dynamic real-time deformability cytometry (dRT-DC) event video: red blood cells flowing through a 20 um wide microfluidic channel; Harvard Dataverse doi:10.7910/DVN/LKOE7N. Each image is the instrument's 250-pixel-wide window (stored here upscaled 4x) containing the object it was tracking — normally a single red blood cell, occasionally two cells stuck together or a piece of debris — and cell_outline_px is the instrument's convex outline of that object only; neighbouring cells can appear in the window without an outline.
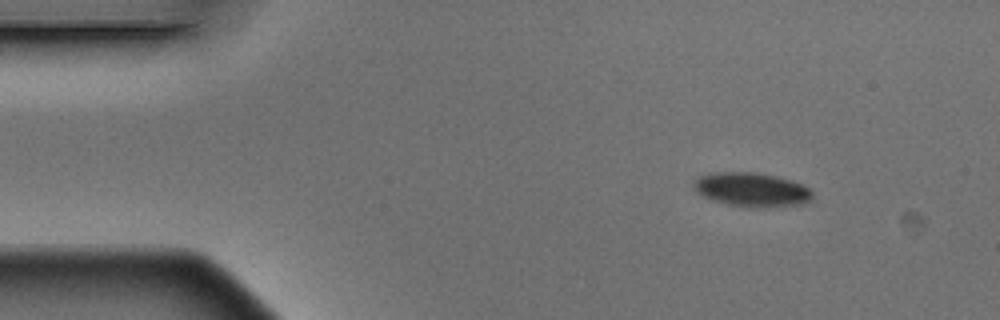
{"species": "Egyptian fruit bat (a non-hibernating species)", "species_latin": "Rousettus aegyptiacus", "temperature_condition": "warm", "stored_images_in_passage": 4, "camera_frame_rate_fps": 3000, "um_per_image_px": 0.085, "animal": {"sex": "male"}, "frame": {"image": 1, "passage_image": 1, "time_ms": 0.0, "image_size_px": [1000, 320], "cell_outline_px": [[812, 200], [804, 204], [760, 208], [744, 208], [712, 200], [696, 192], [692, 184], [692, 180], [696, 176], [708, 172], [756, 172], [776, 176], [792, 180], [808, 188], [812, 192]], "centroid_in_image_um": [63.84, 16.12], "position_along_channel_um": 21.2, "area_um2": 24.1}}
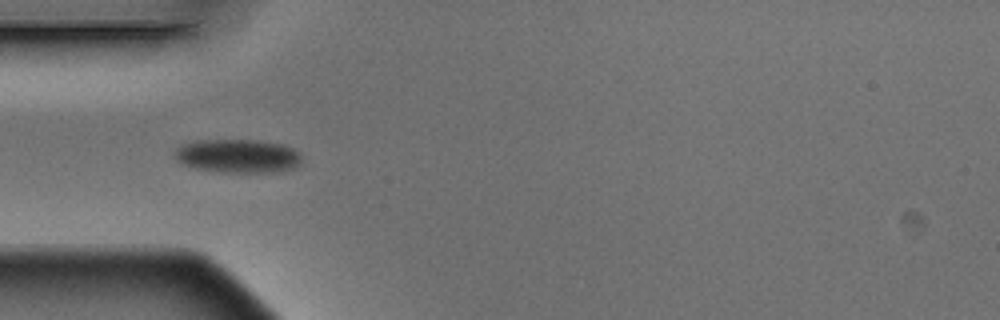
{"frame": {"image": 2, "passage_image": 4, "time_ms": 1.0, "image_size_px": [1000, 320], "cell_outline_px": [[300, 164], [292, 168], [272, 172], [224, 172], [196, 168], [184, 164], [176, 160], [172, 152], [176, 148], [184, 144], [196, 140], [260, 140], [280, 144], [292, 148], [300, 152]], "centroid_in_image_um": [20.19, 13.25], "position_along_channel_um": 64.8, "area_um2": 24.8}}